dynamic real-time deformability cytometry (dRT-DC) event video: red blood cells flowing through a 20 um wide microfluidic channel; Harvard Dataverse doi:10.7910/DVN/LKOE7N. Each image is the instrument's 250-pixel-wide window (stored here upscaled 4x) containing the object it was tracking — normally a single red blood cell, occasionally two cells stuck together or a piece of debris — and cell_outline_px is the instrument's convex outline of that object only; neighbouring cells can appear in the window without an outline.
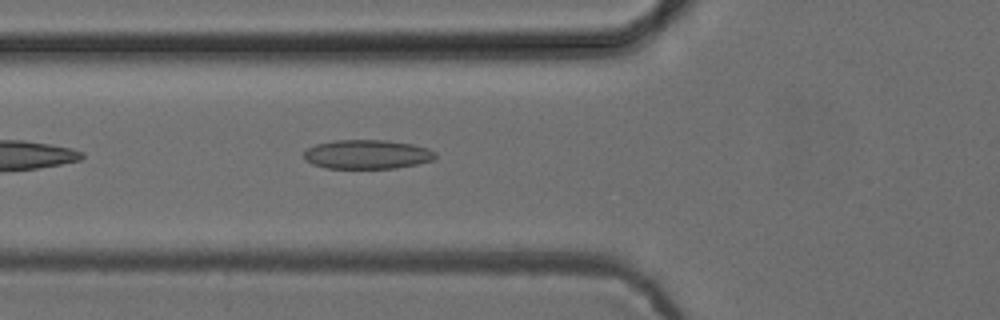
{"species": "common noctule bat (a hibernating species)", "species_latin": "Nyctalus noctula", "temperature_condition": "cold", "stored_images_in_passage": 39, "camera_frame_rate_fps": 3000, "um_per_image_px": 0.085, "animal": {"sex": "female", "body_mass_g": 24.6, "forearm_length_mm": 56.2}, "frame": {"image": 1, "passage_image": 6, "time_ms": 1.667, "image_size_px": [1000, 320], "cell_outline_px": [[436, 156], [432, 160], [416, 164], [396, 168], [324, 168], [312, 164], [304, 160], [304, 152], [308, 148], [316, 144], [336, 140], [388, 140], [412, 144], [428, 148], [436, 152]], "centroid_in_image_um": [31.19, 13.12], "position_along_channel_um": 94.6, "area_um2": 22.37}}
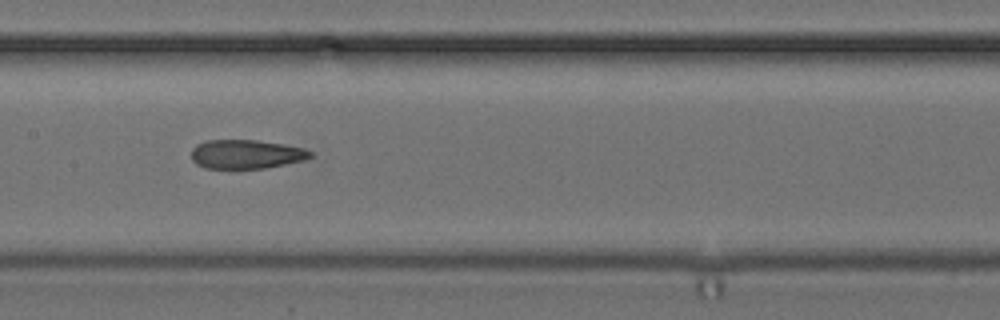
{"frame": {"image": 2, "passage_image": 13, "time_ms": 4.0, "image_size_px": [1000, 320], "cell_outline_px": [[312, 156], [304, 160], [264, 168], [204, 168], [196, 164], [192, 160], [192, 148], [196, 144], [204, 140], [256, 140], [304, 148], [312, 152]], "centroid_in_image_um": [20.88, 13.1], "position_along_channel_um": 186.5, "area_um2": 20.0}}
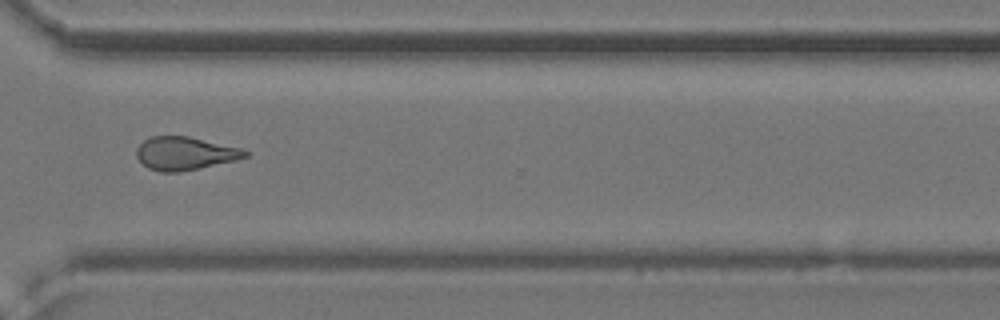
{"frame": {"image": 3, "passage_image": 26, "time_ms": 8.333, "image_size_px": [1000, 320], "cell_outline_px": [[248, 156], [236, 160], [180, 172], [160, 172], [148, 168], [136, 156], [136, 148], [144, 140], [152, 136], [188, 136], [240, 148], [248, 152]], "centroid_in_image_um": [15.7, 13.04], "position_along_channel_um": 354.9, "area_um2": 20.81}, "authors_computed_cell_mechanics": {"area_um2": 21.0392, "velocity_mm_per_s": 3.9068, "shape_relaxation_time_tau1_ms": null, "shape_relaxation_time_tau2_ms": 2.4967, "deformation_change_tau1": null, "deformation_change_tau2": 0.0993}}